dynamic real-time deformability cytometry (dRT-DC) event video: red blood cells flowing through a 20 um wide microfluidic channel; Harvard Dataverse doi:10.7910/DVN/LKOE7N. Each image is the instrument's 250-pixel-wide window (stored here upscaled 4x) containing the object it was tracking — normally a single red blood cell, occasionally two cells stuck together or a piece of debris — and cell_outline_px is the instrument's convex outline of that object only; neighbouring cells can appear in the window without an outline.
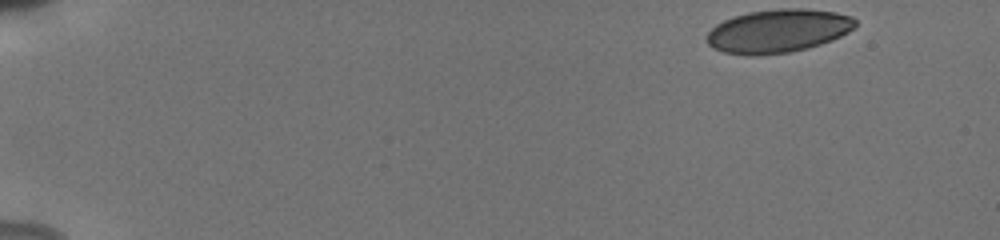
{"species": "human", "species_latin": "Homo sapiens", "temperature_condition": "cold", "stored_images_in_passage": 13, "camera_frame_rate_fps": 3000, "um_per_image_px": 0.085, "donor": {"sex": "male"}, "frame": {"image": 1, "passage_image": 1, "time_ms": 0.0, "image_size_px": [1000, 240], "cell_outline_px": [[856, 24], [852, 28], [828, 40], [816, 44], [784, 52], [728, 52], [716, 48], [708, 40], [708, 36], [720, 24], [728, 20], [740, 16], [756, 12], [832, 12], [848, 16], [856, 20]], "centroid_in_image_um": [66.17, 2.64], "position_along_channel_um": 18.8, "area_um2": 33.0}}